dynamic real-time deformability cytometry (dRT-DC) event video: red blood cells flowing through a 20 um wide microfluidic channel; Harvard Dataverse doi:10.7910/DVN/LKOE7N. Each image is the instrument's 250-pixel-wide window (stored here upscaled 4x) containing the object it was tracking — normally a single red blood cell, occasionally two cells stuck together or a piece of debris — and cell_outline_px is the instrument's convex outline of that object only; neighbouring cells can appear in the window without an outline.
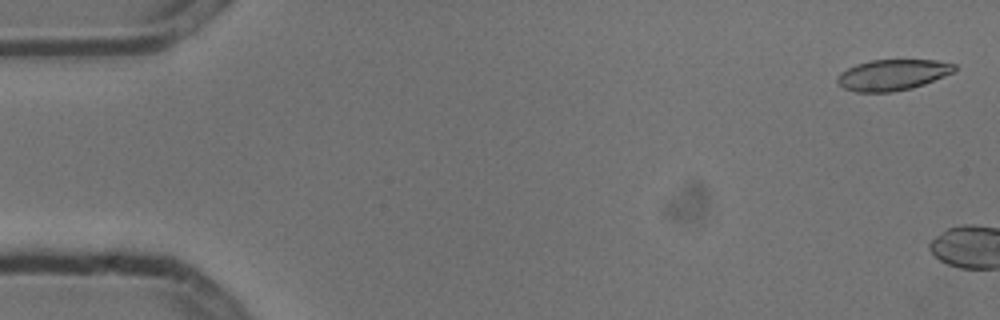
{"species": "common noctule bat (a hibernating species)", "species_latin": "Nyctalus noctula", "temperature_condition": "cold", "stored_images_in_passage": 3, "camera_frame_rate_fps": 3000, "um_per_image_px": 0.085, "animal": {"sex": "male", "body_mass_g": 13.3}, "frame": {"image": 1, "passage_image": 1, "time_ms": 0.0, "image_size_px": [1000, 320], "cell_outline_px": [[956, 72], [924, 84], [912, 88], [892, 92], [856, 92], [844, 88], [836, 84], [836, 80], [840, 72], [856, 64], [872, 60], [936, 60], [956, 64]], "centroid_in_image_um": [75.88, 6.37], "position_along_channel_um": 9.1, "area_um2": 21.27}}